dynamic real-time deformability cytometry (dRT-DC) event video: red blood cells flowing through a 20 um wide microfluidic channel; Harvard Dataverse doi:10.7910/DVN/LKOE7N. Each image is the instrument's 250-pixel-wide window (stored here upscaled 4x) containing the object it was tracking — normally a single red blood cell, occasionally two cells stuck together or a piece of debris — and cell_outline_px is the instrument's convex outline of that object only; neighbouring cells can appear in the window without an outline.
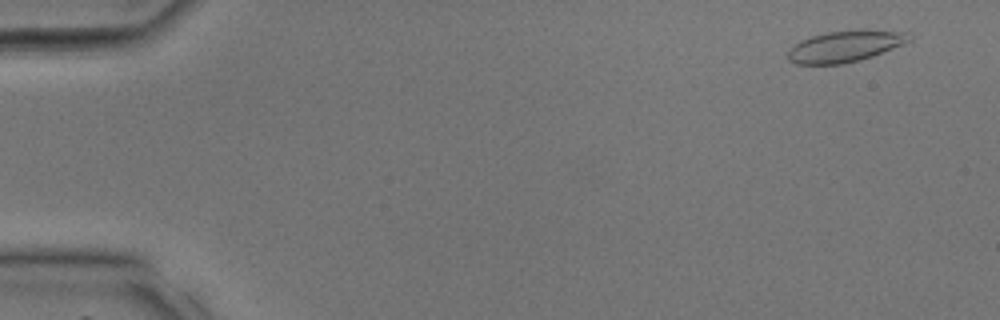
{"species": "common noctule bat (a hibernating species)", "species_latin": "Nyctalus noctula", "temperature_condition": "room temperature", "stored_images_in_passage": 8, "camera_frame_rate_fps": 3000, "um_per_image_px": 0.085, "animal": {"sex": "male", "body_mass_g": 17.9, "forearm_length_mm": 54.2}, "frame": {"image": 1, "passage_image": 3, "time_ms": 0.667, "image_size_px": [1000, 320], "cell_outline_px": [[912, 40], [872, 56], [860, 60], [844, 64], [796, 64], [788, 60], [788, 52], [800, 40], [812, 36], [828, 32], [908, 32], [912, 36]], "centroid_in_image_um": [71.78, 3.98], "position_along_channel_um": 13.2, "area_um2": 21.15}}